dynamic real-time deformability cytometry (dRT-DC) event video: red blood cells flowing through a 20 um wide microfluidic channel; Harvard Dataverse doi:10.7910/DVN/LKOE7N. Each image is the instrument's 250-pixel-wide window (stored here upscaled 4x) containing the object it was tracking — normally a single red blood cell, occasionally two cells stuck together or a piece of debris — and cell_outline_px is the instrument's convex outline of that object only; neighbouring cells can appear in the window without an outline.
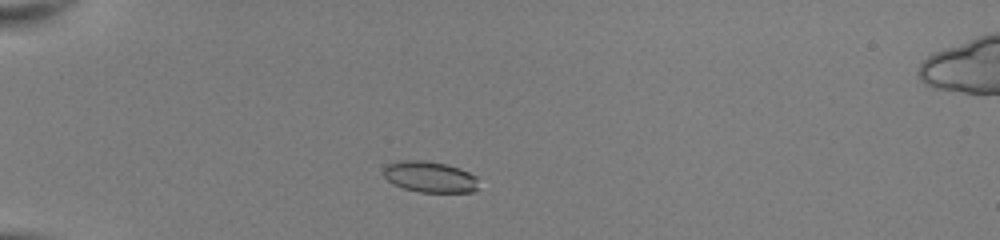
{"species": "common noctule bat (a hibernating species)", "species_latin": "Nyctalus noctula", "temperature_condition": "room temperature", "stored_images_in_passage": 42, "camera_frame_rate_fps": 3000, "um_per_image_px": 0.085, "animal": {"sex": "female", "body_mass_g": 22.0, "forearm_length_mm": 56.7}, "frame": {"image": 1, "passage_image": 6, "time_ms": 1.667, "image_size_px": [1000, 240], "cell_outline_px": [[476, 188], [472, 192], [420, 192], [404, 188], [392, 184], [384, 176], [384, 168], [388, 164], [400, 160], [424, 160], [444, 164], [460, 168], [476, 176]], "centroid_in_image_um": [36.5, 15.03], "position_along_channel_um": 48.5, "area_um2": 17.05}}
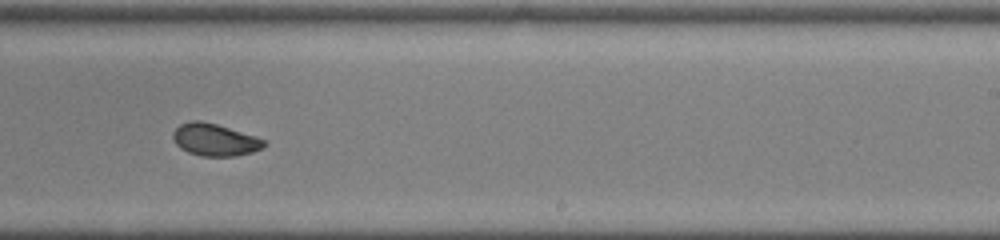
{"frame": {"image": 2, "passage_image": 25, "time_ms": 8.0, "image_size_px": [1000, 240], "cell_outline_px": [[268, 144], [252, 152], [236, 156], [200, 156], [188, 152], [180, 148], [176, 144], [172, 136], [172, 132], [180, 124], [192, 120], [200, 120], [216, 124], [256, 136], [268, 140]], "centroid_in_image_um": [18.27, 11.88], "position_along_channel_um": 270.7, "area_um2": 17.22}}
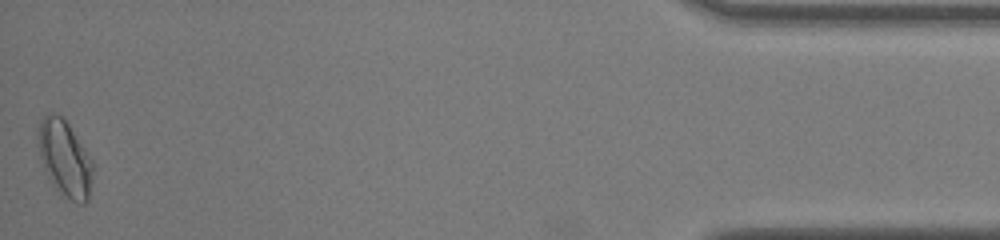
{"frame": {"image": 3, "passage_image": 42, "time_ms": 13.667, "image_size_px": [1000, 240], "cell_outline_px": [[96, 164], [88, 200], [84, 204], [80, 204], [60, 196], [48, 176], [44, 168], [40, 156], [36, 136], [40, 120], [48, 112], [56, 112], [68, 124]], "centroid_in_image_um": [5.53, 13.49], "position_along_channel_um": 429.7, "area_um2": 24.91}, "authors_computed_cell_mechanics": {"area_um2": 17.4556, "velocity_mm_per_s": 4.0542, "shape_relaxation_time_tau1_ms": 7.4879, "shape_relaxation_time_tau2_ms": 1.2408, "deformation_change_tau1": 0.162, "deformation_change_tau2": 0.0443}}